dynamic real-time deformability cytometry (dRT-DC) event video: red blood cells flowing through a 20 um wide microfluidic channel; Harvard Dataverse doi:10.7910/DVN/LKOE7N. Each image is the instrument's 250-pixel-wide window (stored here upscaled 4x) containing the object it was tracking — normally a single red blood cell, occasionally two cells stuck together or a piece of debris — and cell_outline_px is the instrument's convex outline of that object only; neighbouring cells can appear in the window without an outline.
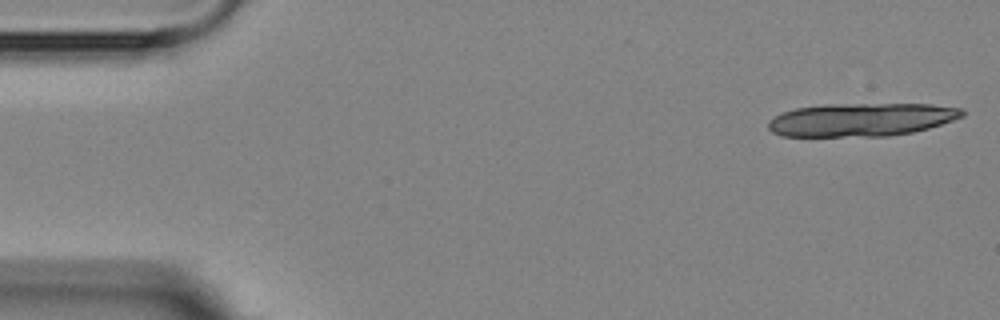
{"species": "Egyptian fruit bat (a non-hibernating species)", "species_latin": "Rousettus aegyptiacus", "temperature_condition": "room temperature", "stored_images_in_passage": 14, "camera_frame_rate_fps": 3000, "um_per_image_px": 0.085, "animal": {"sex": "female"}, "frame": {"image": 1, "passage_image": 1, "time_ms": 0.0, "image_size_px": [1000, 320], "cell_outline_px": [[964, 116], [928, 128], [912, 132], [888, 136], [780, 136], [772, 132], [768, 128], [768, 120], [784, 112], [796, 108], [824, 104], [932, 104], [960, 108], [964, 112]], "centroid_in_image_um": [73.19, 10.17], "position_along_channel_um": 11.8, "area_um2": 37.45}}
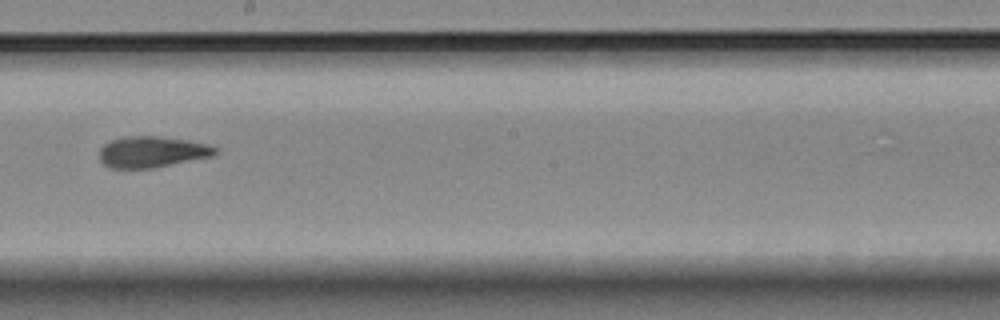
{"frame": {"image": 2, "passage_image": 8, "time_ms": 9.667, "image_size_px": [1000, 320], "cell_outline_px": [[216, 152], [212, 156], [152, 168], [112, 168], [104, 164], [100, 160], [100, 148], [108, 140], [124, 136], [160, 136], [188, 140], [204, 144], [216, 148]], "centroid_in_image_um": [12.86, 12.9], "position_along_channel_um": 235.3, "area_um2": 20.87}}
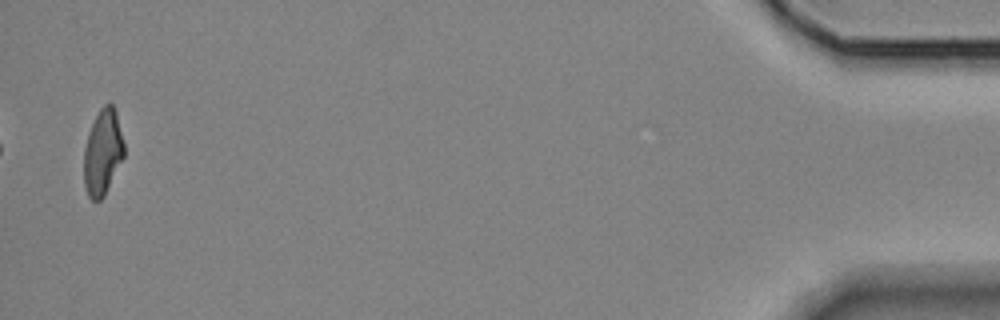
{"frame": {"image": 3, "passage_image": 14, "time_ms": 17.333, "image_size_px": [1000, 320], "cell_outline_px": [[124, 156], [104, 196], [100, 200], [92, 200], [88, 196], [84, 184], [84, 148], [88, 132], [100, 108], [104, 104], [112, 104], [116, 112], [124, 144]], "centroid_in_image_um": [8.72, 12.95], "position_along_channel_um": 426.5, "area_um2": 19.88}, "authors_computed_cell_mechanics": {"area_um2": 21.1837, "velocity_mm_per_s": 3.6464, "shape_relaxation_time_tau1_ms": 9.5992, "shape_relaxation_time_tau2_ms": 2.759, "deformation_change_tau1": 0.2266, "deformation_change_tau2": 0.0965}}